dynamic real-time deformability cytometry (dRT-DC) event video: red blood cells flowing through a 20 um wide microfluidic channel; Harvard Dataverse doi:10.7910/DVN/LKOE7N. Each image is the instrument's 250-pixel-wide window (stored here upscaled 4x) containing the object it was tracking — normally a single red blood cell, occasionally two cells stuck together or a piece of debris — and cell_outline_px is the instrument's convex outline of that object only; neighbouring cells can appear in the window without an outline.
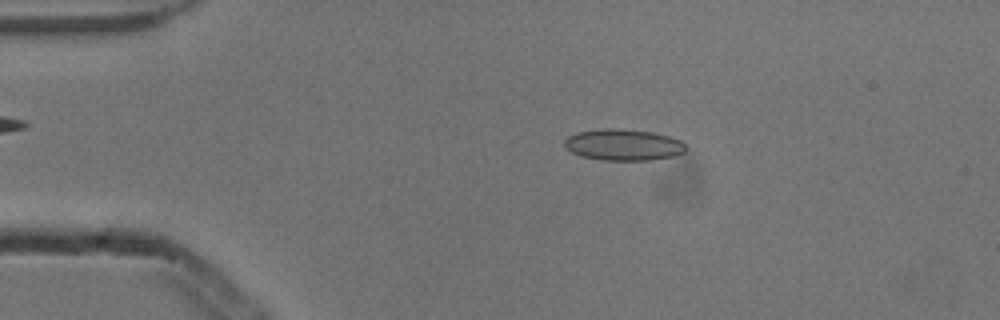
{"species": "common noctule bat (a hibernating species)", "species_latin": "Nyctalus noctula", "temperature_condition": "cold", "stored_images_in_passage": 46, "camera_frame_rate_fps": 3000, "um_per_image_px": 0.085, "animal": {"sex": "male", "body_mass_g": 13.3}, "frame": {"image": 1, "passage_image": 10, "time_ms": 3.0, "image_size_px": [1000, 320], "cell_outline_px": [[688, 148], [684, 152], [676, 156], [652, 160], [604, 160], [580, 156], [572, 152], [564, 144], [564, 140], [568, 136], [576, 132], [604, 128], [616, 128], [652, 132], [668, 136], [680, 140]], "centroid_in_image_um": [53.0, 12.31], "position_along_channel_um": 32.0, "area_um2": 22.25}}
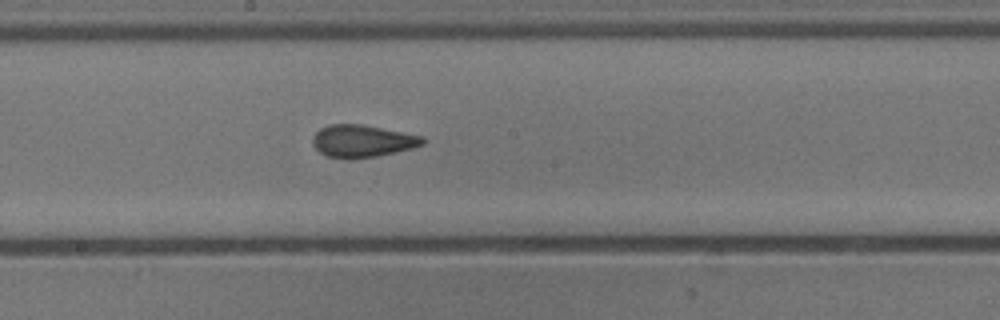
{"frame": {"image": 2, "passage_image": 28, "time_ms": 9.0, "image_size_px": [1000, 320], "cell_outline_px": [[424, 144], [412, 148], [396, 152], [376, 156], [352, 160], [328, 156], [320, 152], [312, 144], [312, 136], [320, 128], [328, 124], [360, 124], [424, 136]], "centroid_in_image_um": [30.78, 11.99], "position_along_channel_um": 217.4, "area_um2": 20.81}}
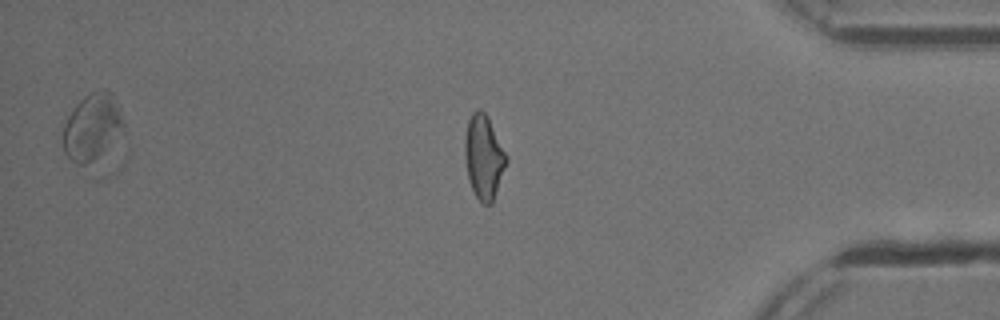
{"frame": {"image": 3, "passage_image": 44, "time_ms": 14.333, "image_size_px": [1000, 320], "cell_outline_px": [[508, 160], [492, 204], [484, 204], [476, 196], [468, 180], [464, 156], [464, 140], [468, 120], [472, 112], [476, 108], [480, 108], [488, 116], [508, 156]], "centroid_in_image_um": [41.12, 13.31], "position_along_channel_um": 394.1, "area_um2": 20.58}, "authors_computed_cell_mechanics": {"area_um2": 20.6635, "velocity_mm_per_s": 3.8599, "shape_relaxation_time_tau1_ms": 8.2547, "shape_relaxation_time_tau2_ms": 1.5044, "deformation_change_tau1": 0.1742, "deformation_change_tau2": 0.0815}}